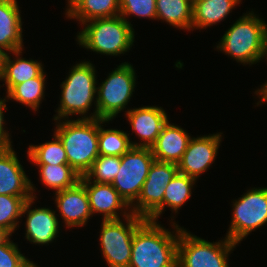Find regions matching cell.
I'll use <instances>...</instances> for the list:
<instances>
[{
    "label": "cell",
    "mask_w": 267,
    "mask_h": 267,
    "mask_svg": "<svg viewBox=\"0 0 267 267\" xmlns=\"http://www.w3.org/2000/svg\"><path fill=\"white\" fill-rule=\"evenodd\" d=\"M123 220H102L100 225V250L108 267L129 266L134 232L145 219L132 213Z\"/></svg>",
    "instance_id": "ba28073f"
},
{
    "label": "cell",
    "mask_w": 267,
    "mask_h": 267,
    "mask_svg": "<svg viewBox=\"0 0 267 267\" xmlns=\"http://www.w3.org/2000/svg\"><path fill=\"white\" fill-rule=\"evenodd\" d=\"M132 133L140 138L139 143L131 141L132 147L151 148L168 122L166 111L160 106H143L125 109Z\"/></svg>",
    "instance_id": "9a60e30c"
},
{
    "label": "cell",
    "mask_w": 267,
    "mask_h": 267,
    "mask_svg": "<svg viewBox=\"0 0 267 267\" xmlns=\"http://www.w3.org/2000/svg\"><path fill=\"white\" fill-rule=\"evenodd\" d=\"M77 34L79 47L107 56H120L134 46V28L120 15L96 18L82 24Z\"/></svg>",
    "instance_id": "5b68a950"
},
{
    "label": "cell",
    "mask_w": 267,
    "mask_h": 267,
    "mask_svg": "<svg viewBox=\"0 0 267 267\" xmlns=\"http://www.w3.org/2000/svg\"><path fill=\"white\" fill-rule=\"evenodd\" d=\"M241 196L233 200L232 218L226 233L236 244L267 223V187L248 189Z\"/></svg>",
    "instance_id": "9c48e42d"
},
{
    "label": "cell",
    "mask_w": 267,
    "mask_h": 267,
    "mask_svg": "<svg viewBox=\"0 0 267 267\" xmlns=\"http://www.w3.org/2000/svg\"><path fill=\"white\" fill-rule=\"evenodd\" d=\"M53 194L57 211L66 228L84 227L93 217L85 186L80 181L71 188Z\"/></svg>",
    "instance_id": "e0dca14e"
},
{
    "label": "cell",
    "mask_w": 267,
    "mask_h": 267,
    "mask_svg": "<svg viewBox=\"0 0 267 267\" xmlns=\"http://www.w3.org/2000/svg\"><path fill=\"white\" fill-rule=\"evenodd\" d=\"M120 166L121 157L99 155L85 176L92 182L112 184Z\"/></svg>",
    "instance_id": "f546056e"
},
{
    "label": "cell",
    "mask_w": 267,
    "mask_h": 267,
    "mask_svg": "<svg viewBox=\"0 0 267 267\" xmlns=\"http://www.w3.org/2000/svg\"><path fill=\"white\" fill-rule=\"evenodd\" d=\"M96 71L90 61H81L70 68L68 76L60 84L61 98L59 107L55 111L57 114L53 117L54 121L69 120L72 115L80 116L76 119L97 118L96 85H98V80ZM93 103L94 111L90 114L88 111L92 108Z\"/></svg>",
    "instance_id": "7a4b0ae2"
},
{
    "label": "cell",
    "mask_w": 267,
    "mask_h": 267,
    "mask_svg": "<svg viewBox=\"0 0 267 267\" xmlns=\"http://www.w3.org/2000/svg\"><path fill=\"white\" fill-rule=\"evenodd\" d=\"M155 158L151 148L131 147L121 156V166L112 186L131 207L138 199Z\"/></svg>",
    "instance_id": "8fae6325"
},
{
    "label": "cell",
    "mask_w": 267,
    "mask_h": 267,
    "mask_svg": "<svg viewBox=\"0 0 267 267\" xmlns=\"http://www.w3.org/2000/svg\"><path fill=\"white\" fill-rule=\"evenodd\" d=\"M20 49L6 53L4 58L3 75L1 81L6 87V94L17 84L37 77L44 69L40 61L23 58ZM14 55L12 58L11 55ZM13 59V60H12Z\"/></svg>",
    "instance_id": "ffe728a7"
},
{
    "label": "cell",
    "mask_w": 267,
    "mask_h": 267,
    "mask_svg": "<svg viewBox=\"0 0 267 267\" xmlns=\"http://www.w3.org/2000/svg\"><path fill=\"white\" fill-rule=\"evenodd\" d=\"M255 95H257V97L260 99L256 104L261 105V103L265 104V102H267V81L260 86V88H257L255 93Z\"/></svg>",
    "instance_id": "836d02e7"
},
{
    "label": "cell",
    "mask_w": 267,
    "mask_h": 267,
    "mask_svg": "<svg viewBox=\"0 0 267 267\" xmlns=\"http://www.w3.org/2000/svg\"><path fill=\"white\" fill-rule=\"evenodd\" d=\"M46 73L43 70L37 77L15 85L8 93V100H14L32 111L39 110L45 97Z\"/></svg>",
    "instance_id": "cb8c5ba5"
},
{
    "label": "cell",
    "mask_w": 267,
    "mask_h": 267,
    "mask_svg": "<svg viewBox=\"0 0 267 267\" xmlns=\"http://www.w3.org/2000/svg\"><path fill=\"white\" fill-rule=\"evenodd\" d=\"M35 198H31L25 202L22 210V218L27 215L25 222V239L31 244L49 245L59 237L60 217L56 211L48 207H34L31 209L32 204L35 203ZM57 215V216H56Z\"/></svg>",
    "instance_id": "2e32d148"
},
{
    "label": "cell",
    "mask_w": 267,
    "mask_h": 267,
    "mask_svg": "<svg viewBox=\"0 0 267 267\" xmlns=\"http://www.w3.org/2000/svg\"><path fill=\"white\" fill-rule=\"evenodd\" d=\"M171 216L172 231L158 221L145 219L132 239L131 261L128 267H176L178 240L183 228Z\"/></svg>",
    "instance_id": "6da1fadb"
},
{
    "label": "cell",
    "mask_w": 267,
    "mask_h": 267,
    "mask_svg": "<svg viewBox=\"0 0 267 267\" xmlns=\"http://www.w3.org/2000/svg\"><path fill=\"white\" fill-rule=\"evenodd\" d=\"M39 169V178L48 189L58 192L75 186L81 176L69 165H35Z\"/></svg>",
    "instance_id": "d4e9b609"
},
{
    "label": "cell",
    "mask_w": 267,
    "mask_h": 267,
    "mask_svg": "<svg viewBox=\"0 0 267 267\" xmlns=\"http://www.w3.org/2000/svg\"><path fill=\"white\" fill-rule=\"evenodd\" d=\"M65 16L79 21L80 25L96 18H110L120 15L118 0H67Z\"/></svg>",
    "instance_id": "44dd1931"
},
{
    "label": "cell",
    "mask_w": 267,
    "mask_h": 267,
    "mask_svg": "<svg viewBox=\"0 0 267 267\" xmlns=\"http://www.w3.org/2000/svg\"><path fill=\"white\" fill-rule=\"evenodd\" d=\"M238 244L226 236L218 242H209L187 231L180 230L178 240L179 267H229V255Z\"/></svg>",
    "instance_id": "52a82bcc"
},
{
    "label": "cell",
    "mask_w": 267,
    "mask_h": 267,
    "mask_svg": "<svg viewBox=\"0 0 267 267\" xmlns=\"http://www.w3.org/2000/svg\"><path fill=\"white\" fill-rule=\"evenodd\" d=\"M192 4H194L195 2L199 1V0H189Z\"/></svg>",
    "instance_id": "74e56055"
},
{
    "label": "cell",
    "mask_w": 267,
    "mask_h": 267,
    "mask_svg": "<svg viewBox=\"0 0 267 267\" xmlns=\"http://www.w3.org/2000/svg\"><path fill=\"white\" fill-rule=\"evenodd\" d=\"M80 182L85 186L92 215L100 214L102 220H118L132 214L131 207L111 184L92 182L85 175Z\"/></svg>",
    "instance_id": "4fadbf2b"
},
{
    "label": "cell",
    "mask_w": 267,
    "mask_h": 267,
    "mask_svg": "<svg viewBox=\"0 0 267 267\" xmlns=\"http://www.w3.org/2000/svg\"><path fill=\"white\" fill-rule=\"evenodd\" d=\"M191 138L186 130L168 120L151 147L155 160L178 164Z\"/></svg>",
    "instance_id": "ac0fdd59"
},
{
    "label": "cell",
    "mask_w": 267,
    "mask_h": 267,
    "mask_svg": "<svg viewBox=\"0 0 267 267\" xmlns=\"http://www.w3.org/2000/svg\"><path fill=\"white\" fill-rule=\"evenodd\" d=\"M178 165L154 160L131 212L144 219L158 221L163 214V196L166 186L177 175Z\"/></svg>",
    "instance_id": "30bf717a"
},
{
    "label": "cell",
    "mask_w": 267,
    "mask_h": 267,
    "mask_svg": "<svg viewBox=\"0 0 267 267\" xmlns=\"http://www.w3.org/2000/svg\"><path fill=\"white\" fill-rule=\"evenodd\" d=\"M264 58L267 59V33H266L265 41H264V49H263L262 59H264Z\"/></svg>",
    "instance_id": "8d00e7d4"
},
{
    "label": "cell",
    "mask_w": 267,
    "mask_h": 267,
    "mask_svg": "<svg viewBox=\"0 0 267 267\" xmlns=\"http://www.w3.org/2000/svg\"><path fill=\"white\" fill-rule=\"evenodd\" d=\"M12 236V233L3 228V227H0V246L1 245H4Z\"/></svg>",
    "instance_id": "e575fe53"
},
{
    "label": "cell",
    "mask_w": 267,
    "mask_h": 267,
    "mask_svg": "<svg viewBox=\"0 0 267 267\" xmlns=\"http://www.w3.org/2000/svg\"><path fill=\"white\" fill-rule=\"evenodd\" d=\"M31 267H40V266H37V265L34 263Z\"/></svg>",
    "instance_id": "f35d334b"
},
{
    "label": "cell",
    "mask_w": 267,
    "mask_h": 267,
    "mask_svg": "<svg viewBox=\"0 0 267 267\" xmlns=\"http://www.w3.org/2000/svg\"><path fill=\"white\" fill-rule=\"evenodd\" d=\"M196 179L187 175L177 173V175L166 186L163 196V213L166 207L170 208L172 212L178 214V210L188 201L192 196Z\"/></svg>",
    "instance_id": "83f0119b"
},
{
    "label": "cell",
    "mask_w": 267,
    "mask_h": 267,
    "mask_svg": "<svg viewBox=\"0 0 267 267\" xmlns=\"http://www.w3.org/2000/svg\"><path fill=\"white\" fill-rule=\"evenodd\" d=\"M17 0H0V49L10 53L23 46L21 10Z\"/></svg>",
    "instance_id": "d6986e66"
},
{
    "label": "cell",
    "mask_w": 267,
    "mask_h": 267,
    "mask_svg": "<svg viewBox=\"0 0 267 267\" xmlns=\"http://www.w3.org/2000/svg\"><path fill=\"white\" fill-rule=\"evenodd\" d=\"M32 197H17L12 195H0V227L16 232L22 218V210L25 202Z\"/></svg>",
    "instance_id": "f1b7e54d"
},
{
    "label": "cell",
    "mask_w": 267,
    "mask_h": 267,
    "mask_svg": "<svg viewBox=\"0 0 267 267\" xmlns=\"http://www.w3.org/2000/svg\"><path fill=\"white\" fill-rule=\"evenodd\" d=\"M193 4L189 0H156V20L192 31Z\"/></svg>",
    "instance_id": "603a6c76"
},
{
    "label": "cell",
    "mask_w": 267,
    "mask_h": 267,
    "mask_svg": "<svg viewBox=\"0 0 267 267\" xmlns=\"http://www.w3.org/2000/svg\"><path fill=\"white\" fill-rule=\"evenodd\" d=\"M5 55H6V53L0 49V81H1L2 75H3V66H4Z\"/></svg>",
    "instance_id": "d590c367"
},
{
    "label": "cell",
    "mask_w": 267,
    "mask_h": 267,
    "mask_svg": "<svg viewBox=\"0 0 267 267\" xmlns=\"http://www.w3.org/2000/svg\"><path fill=\"white\" fill-rule=\"evenodd\" d=\"M120 16L123 17L132 27L128 17L133 16L156 20V0H118Z\"/></svg>",
    "instance_id": "4dcf8cb0"
},
{
    "label": "cell",
    "mask_w": 267,
    "mask_h": 267,
    "mask_svg": "<svg viewBox=\"0 0 267 267\" xmlns=\"http://www.w3.org/2000/svg\"><path fill=\"white\" fill-rule=\"evenodd\" d=\"M136 70L128 62L110 71L107 78L97 86V118L112 121L124 111L136 87Z\"/></svg>",
    "instance_id": "8992f818"
},
{
    "label": "cell",
    "mask_w": 267,
    "mask_h": 267,
    "mask_svg": "<svg viewBox=\"0 0 267 267\" xmlns=\"http://www.w3.org/2000/svg\"><path fill=\"white\" fill-rule=\"evenodd\" d=\"M242 0H199L193 4L192 31L220 23Z\"/></svg>",
    "instance_id": "7402d4cb"
},
{
    "label": "cell",
    "mask_w": 267,
    "mask_h": 267,
    "mask_svg": "<svg viewBox=\"0 0 267 267\" xmlns=\"http://www.w3.org/2000/svg\"><path fill=\"white\" fill-rule=\"evenodd\" d=\"M6 102H8V96L6 95L5 98H0V147H10L13 146L12 145V139H11V134L8 133L9 131L6 130V120L4 117V110L7 109V104ZM5 124V125H4ZM5 126V127H4Z\"/></svg>",
    "instance_id": "d6a6232c"
},
{
    "label": "cell",
    "mask_w": 267,
    "mask_h": 267,
    "mask_svg": "<svg viewBox=\"0 0 267 267\" xmlns=\"http://www.w3.org/2000/svg\"><path fill=\"white\" fill-rule=\"evenodd\" d=\"M13 146L0 147V195L36 198V187L26 175Z\"/></svg>",
    "instance_id": "5bb4252c"
},
{
    "label": "cell",
    "mask_w": 267,
    "mask_h": 267,
    "mask_svg": "<svg viewBox=\"0 0 267 267\" xmlns=\"http://www.w3.org/2000/svg\"><path fill=\"white\" fill-rule=\"evenodd\" d=\"M33 264L11 239L0 246V267H31Z\"/></svg>",
    "instance_id": "1f68e13d"
},
{
    "label": "cell",
    "mask_w": 267,
    "mask_h": 267,
    "mask_svg": "<svg viewBox=\"0 0 267 267\" xmlns=\"http://www.w3.org/2000/svg\"><path fill=\"white\" fill-rule=\"evenodd\" d=\"M54 133L63 143L68 164L84 176L99 156V118L57 120Z\"/></svg>",
    "instance_id": "277c9868"
},
{
    "label": "cell",
    "mask_w": 267,
    "mask_h": 267,
    "mask_svg": "<svg viewBox=\"0 0 267 267\" xmlns=\"http://www.w3.org/2000/svg\"><path fill=\"white\" fill-rule=\"evenodd\" d=\"M223 133H213L192 137L188 143L182 159L177 164L178 173L187 175L194 179L206 172L215 162V158L223 140Z\"/></svg>",
    "instance_id": "7c38bea8"
},
{
    "label": "cell",
    "mask_w": 267,
    "mask_h": 267,
    "mask_svg": "<svg viewBox=\"0 0 267 267\" xmlns=\"http://www.w3.org/2000/svg\"><path fill=\"white\" fill-rule=\"evenodd\" d=\"M109 120L99 119V134H98V152L104 156L121 157L131 147L129 135L123 130L108 128L104 129L102 124L108 123Z\"/></svg>",
    "instance_id": "484cf974"
},
{
    "label": "cell",
    "mask_w": 267,
    "mask_h": 267,
    "mask_svg": "<svg viewBox=\"0 0 267 267\" xmlns=\"http://www.w3.org/2000/svg\"><path fill=\"white\" fill-rule=\"evenodd\" d=\"M52 141L29 145L27 157L34 165L68 164L66 151L59 137L54 133Z\"/></svg>",
    "instance_id": "4316f807"
},
{
    "label": "cell",
    "mask_w": 267,
    "mask_h": 267,
    "mask_svg": "<svg viewBox=\"0 0 267 267\" xmlns=\"http://www.w3.org/2000/svg\"><path fill=\"white\" fill-rule=\"evenodd\" d=\"M254 11L243 13L225 31L216 50L242 65H254L262 60L267 24Z\"/></svg>",
    "instance_id": "3957f363"
}]
</instances>
